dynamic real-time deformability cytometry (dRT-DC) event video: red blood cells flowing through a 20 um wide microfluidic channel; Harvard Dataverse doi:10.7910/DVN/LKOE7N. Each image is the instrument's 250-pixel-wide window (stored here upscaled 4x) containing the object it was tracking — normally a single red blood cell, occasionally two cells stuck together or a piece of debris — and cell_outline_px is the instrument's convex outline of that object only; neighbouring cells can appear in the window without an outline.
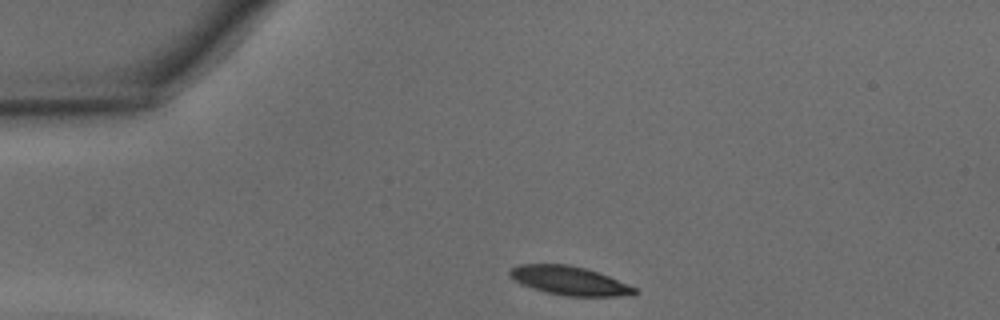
{"species": "common noctule bat (a hibernating species)", "species_latin": "Nyctalus noctula", "temperature_condition": "warm", "stored_images_in_passage": 28, "camera_frame_rate_fps": 3000, "um_per_image_px": 0.085, "animal": {"sex": "male", "body_mass_g": 15.6}, "frame": {"image": 1, "passage_image": 1, "time_ms": 0.0, "image_size_px": [1000, 320], "cell_outline_px": [[640, 292], [632, 296], [568, 296], [544, 292], [532, 288], [508, 276], [508, 272], [516, 264], [568, 264], [584, 268], [608, 276], [628, 284], [636, 288]], "centroid_in_image_um": [48.42, 23.86], "position_along_channel_um": 36.6, "area_um2": 20.92}}
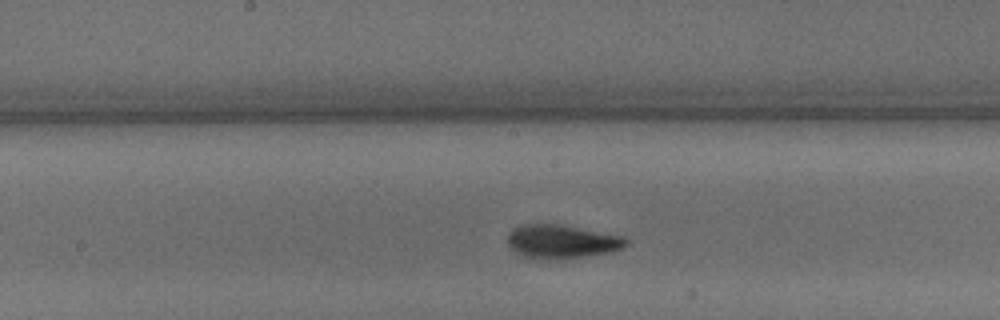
{"frame": {"image": 2, "passage_image": 15, "time_ms": 4.667, "image_size_px": [1000, 320], "cell_outline_px": [[628, 244], [612, 252], [588, 256], [556, 260], [552, 260], [524, 256], [516, 252], [508, 244], [508, 236], [512, 228], [524, 224], [560, 224], [624, 236], [628, 240]], "centroid_in_image_um": [47.77, 20.53], "position_along_channel_um": 200.4, "area_um2": 23.29}}
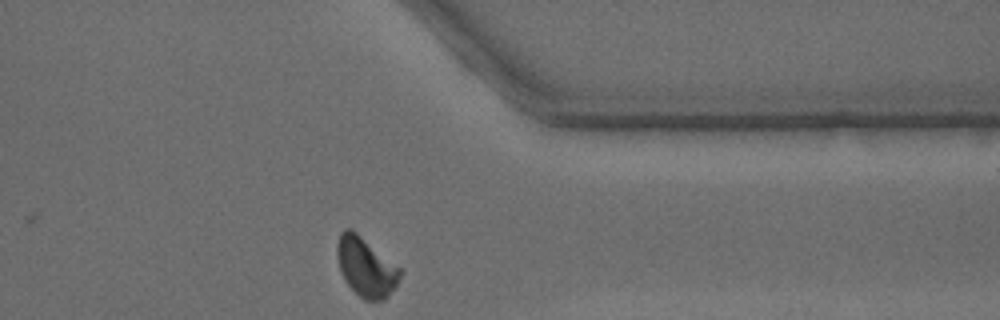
{"frame": {"image": 3, "passage_image": 28, "time_ms": 9.0, "image_size_px": [1000, 320], "cell_outline_px": [[400, 276], [396, 284], [388, 296], [384, 300], [364, 300], [344, 280], [340, 272], [336, 256], [336, 244], [340, 232], [344, 228], [352, 228], [400, 268]], "centroid_in_image_um": [31.05, 22.66], "position_along_channel_um": 380.4, "area_um2": 21.62}, "authors_computed_cell_mechanics": {"area_um2": 22.1374, "velocity_mm_per_s": 4.3131, "shape_relaxation_time_tau1_ms": 2.5747, "shape_relaxation_time_tau2_ms": 1.4889, "deformation_change_tau1": 0.1191, "deformation_change_tau2": 0.0664}}